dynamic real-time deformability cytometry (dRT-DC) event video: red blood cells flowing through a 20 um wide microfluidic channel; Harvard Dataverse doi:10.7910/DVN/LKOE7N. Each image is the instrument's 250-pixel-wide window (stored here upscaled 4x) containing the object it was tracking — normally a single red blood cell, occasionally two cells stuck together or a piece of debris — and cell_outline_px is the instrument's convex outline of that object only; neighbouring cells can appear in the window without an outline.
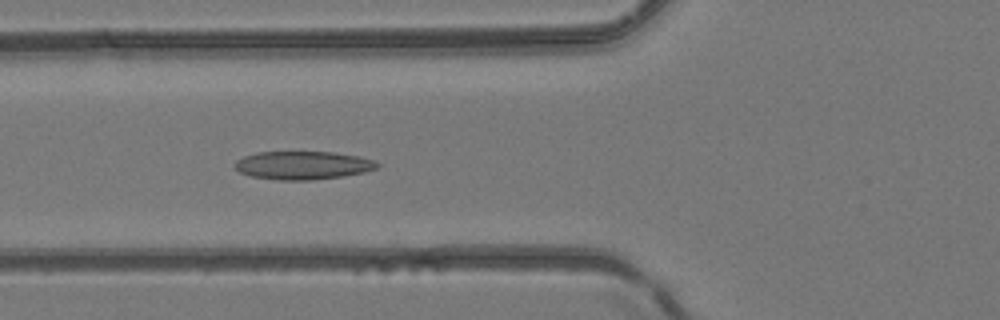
{"species": "common noctule bat (a hibernating species)", "species_latin": "Nyctalus noctula", "temperature_condition": "room temperature", "stored_images_in_passage": 38, "camera_frame_rate_fps": 3000, "um_per_image_px": 0.085, "animal": {"sex": "female", "body_mass_g": 24.6, "forearm_length_mm": 56.2}, "frame": {"image": 1, "passage_image": 9, "time_ms": 2.667, "image_size_px": [1000, 320], "cell_outline_px": [[380, 164], [376, 168], [364, 172], [344, 176], [312, 180], [280, 180], [252, 176], [240, 172], [232, 164], [236, 160], [244, 156], [256, 152], [332, 152], [356, 156], [372, 160]], "centroid_in_image_um": [25.7, 14.05], "position_along_channel_um": 100.1, "area_um2": 23.29}}
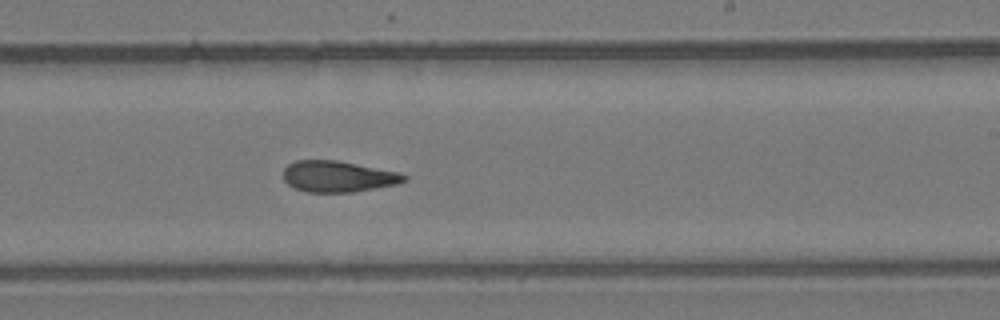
{"frame": {"image": 2, "passage_image": 20, "time_ms": 6.333, "image_size_px": [1000, 320], "cell_outline_px": [[408, 180], [396, 184], [376, 188], [352, 192], [308, 192], [296, 188], [288, 184], [284, 180], [284, 168], [288, 164], [296, 160], [336, 160], [400, 172], [408, 176]], "centroid_in_image_um": [28.75, 14.99], "position_along_channel_um": 260.2, "area_um2": 21.91}}
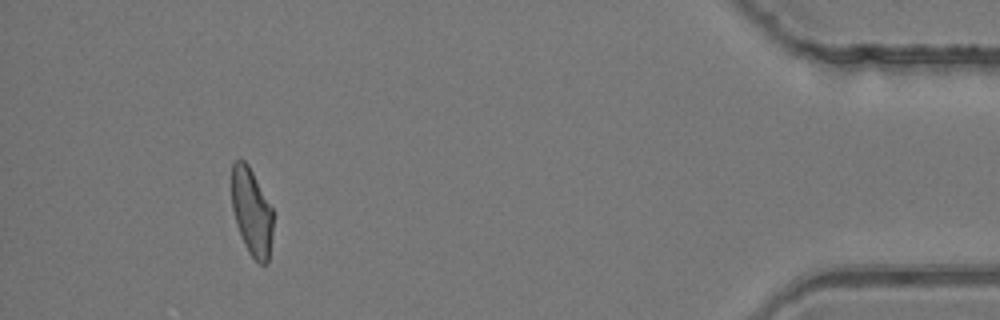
{"frame": {"image": 3, "passage_image": 35, "time_ms": 11.333, "image_size_px": [1000, 320], "cell_outline_px": [[272, 236], [268, 264], [260, 264], [248, 252], [244, 244], [236, 224], [232, 208], [232, 164], [236, 160], [244, 160], [248, 164], [272, 208]], "centroid_in_image_um": [21.39, 18.03], "position_along_channel_um": 413.8, "area_um2": 20.92}}